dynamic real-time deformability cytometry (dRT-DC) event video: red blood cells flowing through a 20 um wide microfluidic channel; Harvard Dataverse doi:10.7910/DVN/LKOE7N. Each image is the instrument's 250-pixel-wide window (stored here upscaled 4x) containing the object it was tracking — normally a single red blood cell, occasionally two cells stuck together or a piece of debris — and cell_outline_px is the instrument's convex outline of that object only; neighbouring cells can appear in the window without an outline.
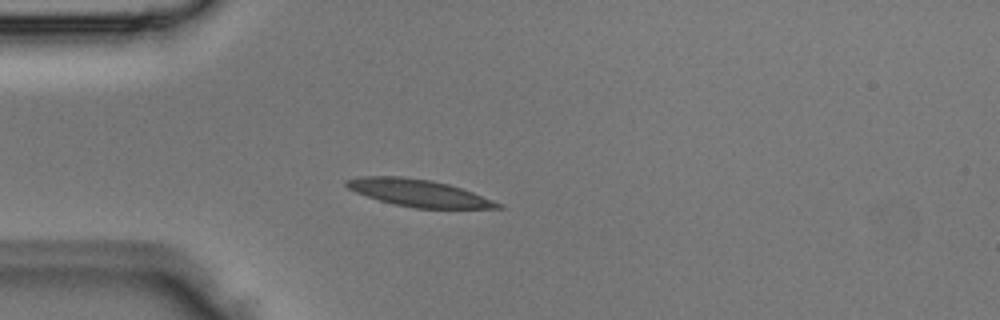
{"species": "Egyptian fruit bat (a non-hibernating species)", "species_latin": "Rousettus aegyptiacus", "temperature_condition": "room temperature", "stored_images_in_passage": 2, "camera_frame_rate_fps": 3000, "um_per_image_px": 0.085, "animal": {"sex": "male"}, "frame": {"image": 1, "passage_image": 2, "time_ms": 0.333, "image_size_px": [1000, 320], "cell_outline_px": [[504, 208], [416, 208], [392, 204], [356, 192], [348, 188], [344, 184], [344, 180], [360, 176], [400, 176], [432, 180], [448, 184], [472, 192], [504, 204]], "centroid_in_image_um": [35.57, 16.39], "position_along_channel_um": 49.4, "area_um2": 23.81}}